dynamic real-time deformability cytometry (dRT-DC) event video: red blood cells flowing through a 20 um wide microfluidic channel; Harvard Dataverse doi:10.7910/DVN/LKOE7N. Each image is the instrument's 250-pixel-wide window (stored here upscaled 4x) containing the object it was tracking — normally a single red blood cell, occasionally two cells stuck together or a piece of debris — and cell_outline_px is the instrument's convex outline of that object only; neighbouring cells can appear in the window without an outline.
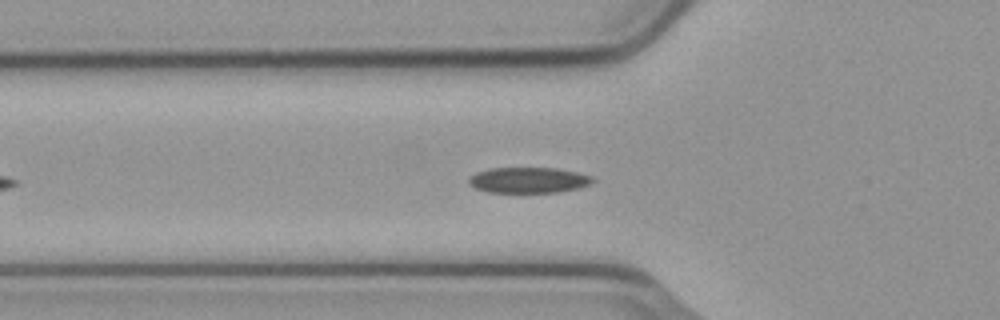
{"species": "common noctule bat (a hibernating species)", "species_latin": "Nyctalus noctula", "temperature_condition": "cold", "stored_images_in_passage": 42, "camera_frame_rate_fps": 3000, "um_per_image_px": 0.085, "animal": {"sex": "male", "body_mass_g": 23.1, "forearm_length_mm": 52.7}, "frame": {"image": 1, "passage_image": 9, "time_ms": 2.667, "image_size_px": [1000, 320], "cell_outline_px": [[596, 180], [592, 184], [560, 192], [488, 192], [476, 188], [468, 184], [468, 180], [476, 172], [492, 168], [556, 168], [576, 172], [592, 176]], "centroid_in_image_um": [44.95, 15.31], "position_along_channel_um": 80.9, "area_um2": 18.5}}
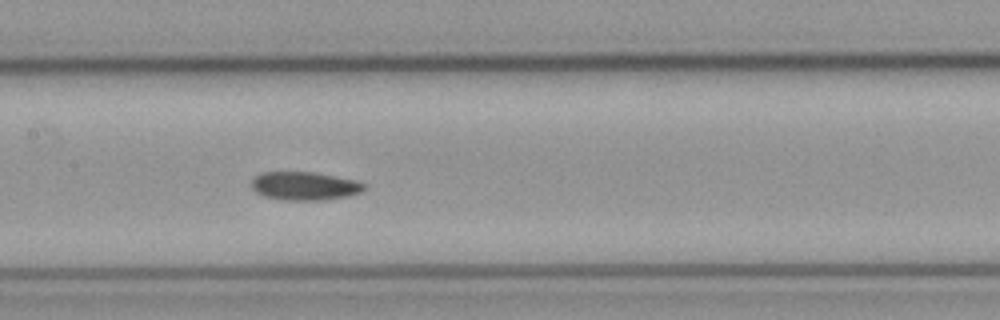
{"frame": {"image": 2, "passage_image": 17, "time_ms": 5.333, "image_size_px": [1000, 320], "cell_outline_px": [[364, 188], [360, 192], [348, 196], [324, 200], [280, 200], [264, 196], [256, 192], [252, 188], [252, 180], [260, 172], [316, 172], [356, 180], [364, 184]], "centroid_in_image_um": [25.87, 15.81], "position_along_channel_um": 181.5, "area_um2": 18.67}}
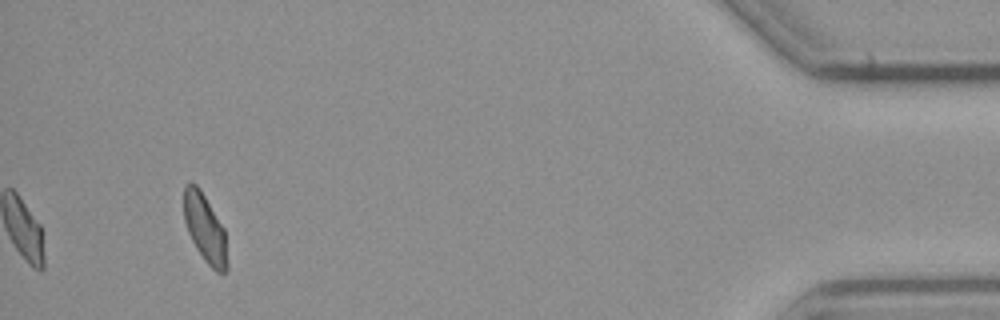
{"frame": {"image": 3, "passage_image": 42, "time_ms": 13.667, "image_size_px": [1000, 320], "cell_outline_px": [[228, 272], [216, 272], [204, 260], [196, 248], [188, 232], [184, 220], [184, 184], [196, 184], [200, 188], [224, 228], [228, 264]], "centroid_in_image_um": [17.43, 19.43], "position_along_channel_um": 417.8, "area_um2": 17.22}, "authors_computed_cell_mechanics": {"area_um2": 18.4382, "velocity_mm_per_s": 3.7217, "shape_relaxation_time_tau1_ms": 2.753, "shape_relaxation_time_tau2_ms": null, "deformation_change_tau1": 0.0806, "deformation_change_tau2": null}}